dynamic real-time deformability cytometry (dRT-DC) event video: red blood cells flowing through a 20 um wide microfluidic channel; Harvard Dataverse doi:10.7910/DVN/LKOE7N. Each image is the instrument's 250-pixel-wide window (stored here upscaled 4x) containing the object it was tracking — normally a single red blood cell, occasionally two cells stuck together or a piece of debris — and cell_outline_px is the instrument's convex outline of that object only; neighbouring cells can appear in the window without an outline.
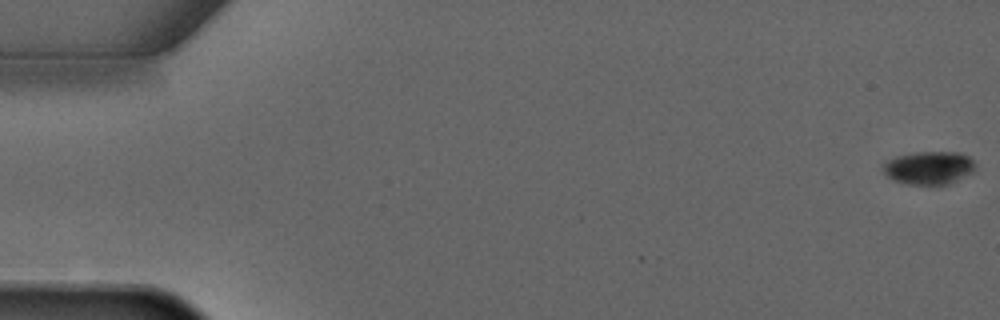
{"species": "common noctule bat (a hibernating species)", "species_latin": "Nyctalus noctula", "temperature_condition": "warm", "stored_images_in_passage": 3, "camera_frame_rate_fps": 3000, "um_per_image_px": 0.085, "animal": {"sex": "male", "forearm_length_mm": 52.5}, "frame": {"image": 1, "passage_image": 1, "time_ms": 0.0, "image_size_px": [1000, 320], "cell_outline_px": [[976, 164], [972, 172], [948, 184], [908, 184], [892, 180], [880, 168], [884, 160], [896, 156], [916, 152], [960, 152], [968, 156]], "centroid_in_image_um": [78.9, 14.25], "position_along_channel_um": 6.1, "area_um2": 17.86}}